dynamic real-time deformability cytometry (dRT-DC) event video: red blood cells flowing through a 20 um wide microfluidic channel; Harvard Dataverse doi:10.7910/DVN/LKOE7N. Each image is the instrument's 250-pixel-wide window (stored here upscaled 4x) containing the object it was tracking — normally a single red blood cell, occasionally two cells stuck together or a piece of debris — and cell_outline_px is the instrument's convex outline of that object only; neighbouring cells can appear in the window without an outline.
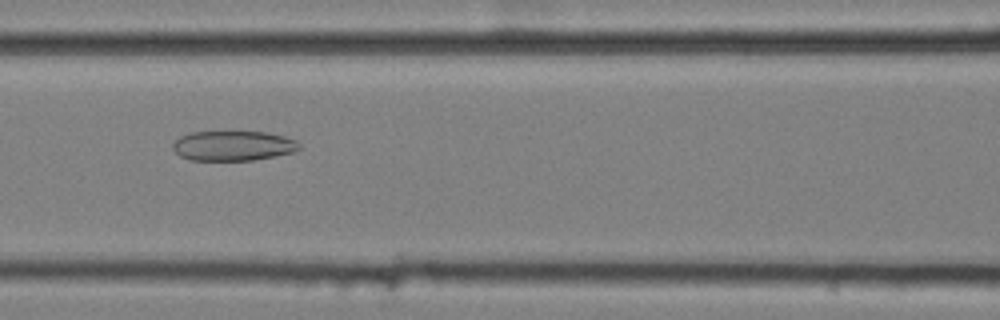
{"species": "common noctule bat (a hibernating species)", "species_latin": "Nyctalus noctula", "temperature_condition": "cold", "stored_images_in_passage": 57, "camera_frame_rate_fps": 3000, "um_per_image_px": 0.085, "animal": {"sex": "female", "body_mass_g": 25.1}, "frame": {"image": 1, "passage_image": 26, "time_ms": 8.333, "image_size_px": [1000, 320], "cell_outline_px": [[300, 148], [296, 152], [276, 156], [252, 160], [192, 160], [180, 156], [172, 148], [172, 144], [180, 136], [192, 132], [268, 132], [284, 136], [296, 140], [300, 144]], "centroid_in_image_um": [19.85, 12.39], "position_along_channel_um": 146.8, "area_um2": 22.08}}
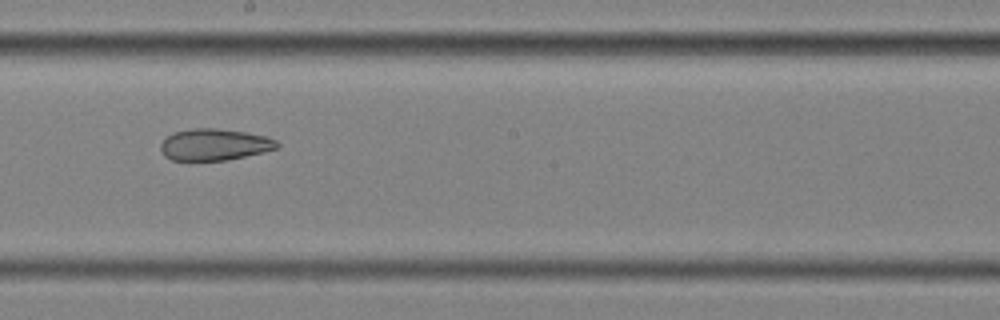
{"frame": {"image": 2, "passage_image": 33, "time_ms": 10.667, "image_size_px": [1000, 320], "cell_outline_px": [[280, 144], [276, 148], [264, 152], [228, 160], [172, 160], [164, 156], [160, 148], [160, 144], [164, 136], [172, 132], [192, 128], [216, 128], [244, 132], [264, 136], [276, 140]], "centroid_in_image_um": [18.17, 12.28], "position_along_channel_um": 230.0, "area_um2": 21.56}}
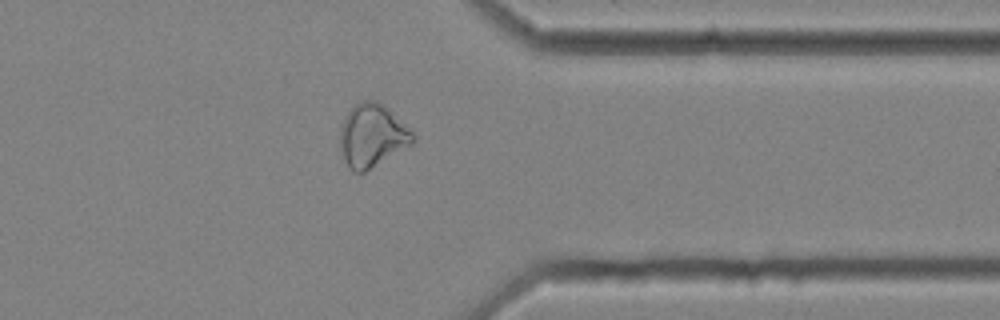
{"frame": {"image": 3, "passage_image": 46, "time_ms": 15.0, "image_size_px": [1000, 320], "cell_outline_px": [[416, 140], [412, 144], [364, 172], [352, 172], [348, 168], [344, 160], [340, 148], [340, 128], [344, 116], [360, 100], [376, 100], [388, 108], [416, 136]], "centroid_in_image_um": [31.61, 11.53], "position_along_channel_um": 379.8, "area_um2": 26.65}, "authors_computed_cell_mechanics": {"area_um2": 28.6688, "velocity_mm_per_s": 3.5725, "shape_relaxation_time_tau1_ms": null, "shape_relaxation_time_tau2_ms": 5.5002, "deformation_change_tau1": null, "deformation_change_tau2": 0.1355}}